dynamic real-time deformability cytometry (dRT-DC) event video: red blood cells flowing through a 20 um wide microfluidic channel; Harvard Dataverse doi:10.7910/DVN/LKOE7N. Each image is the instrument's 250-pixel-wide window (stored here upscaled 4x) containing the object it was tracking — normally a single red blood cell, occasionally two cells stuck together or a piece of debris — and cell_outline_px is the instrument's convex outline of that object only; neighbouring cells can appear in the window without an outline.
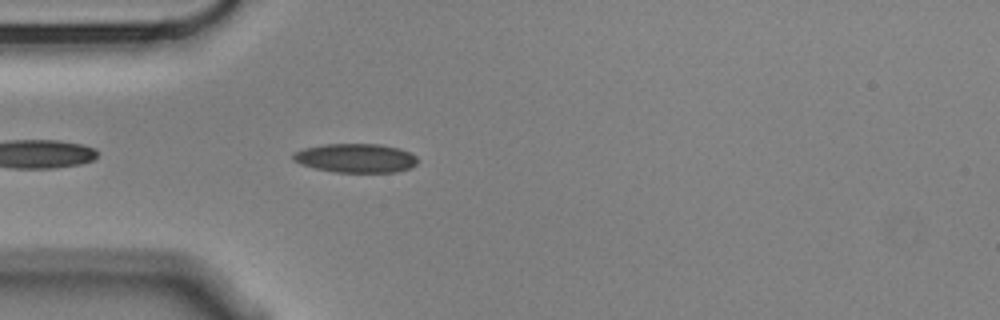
{"species": "Egyptian fruit bat (a non-hibernating species)", "species_latin": "Rousettus aegyptiacus", "temperature_condition": "cold", "stored_images_in_passage": 12, "camera_frame_rate_fps": 3000, "um_per_image_px": 0.085, "animal": {"sex": "male"}, "frame": {"image": 1, "passage_image": 4, "time_ms": 1.0, "image_size_px": [1000, 320], "cell_outline_px": [[416, 164], [408, 168], [396, 172], [332, 172], [300, 164], [292, 160], [292, 152], [304, 148], [324, 144], [380, 144], [400, 148], [416, 156]], "centroid_in_image_um": [30.19, 13.43], "position_along_channel_um": 54.8, "area_um2": 21.04}}
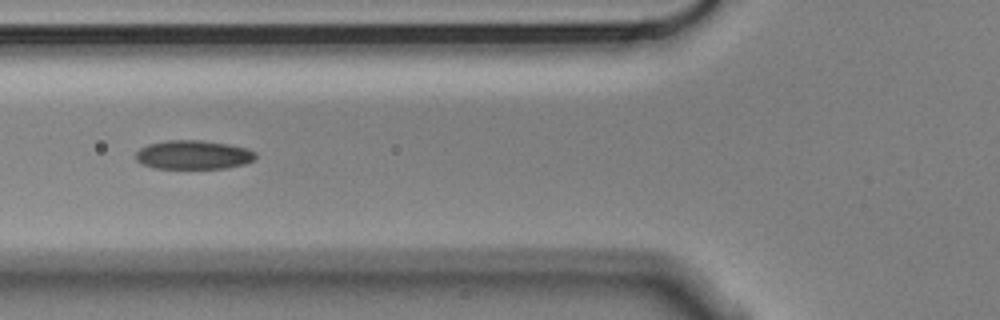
{"frame": {"image": 2, "passage_image": 9, "time_ms": 2.667, "image_size_px": [1000, 320], "cell_outline_px": [[256, 156], [252, 160], [244, 164], [228, 168], [152, 168], [136, 160], [136, 152], [140, 148], [148, 144], [168, 140], [200, 140], [228, 144], [244, 148], [256, 152]], "centroid_in_image_um": [16.42, 13.16], "position_along_channel_um": 109.4, "area_um2": 20.06}}